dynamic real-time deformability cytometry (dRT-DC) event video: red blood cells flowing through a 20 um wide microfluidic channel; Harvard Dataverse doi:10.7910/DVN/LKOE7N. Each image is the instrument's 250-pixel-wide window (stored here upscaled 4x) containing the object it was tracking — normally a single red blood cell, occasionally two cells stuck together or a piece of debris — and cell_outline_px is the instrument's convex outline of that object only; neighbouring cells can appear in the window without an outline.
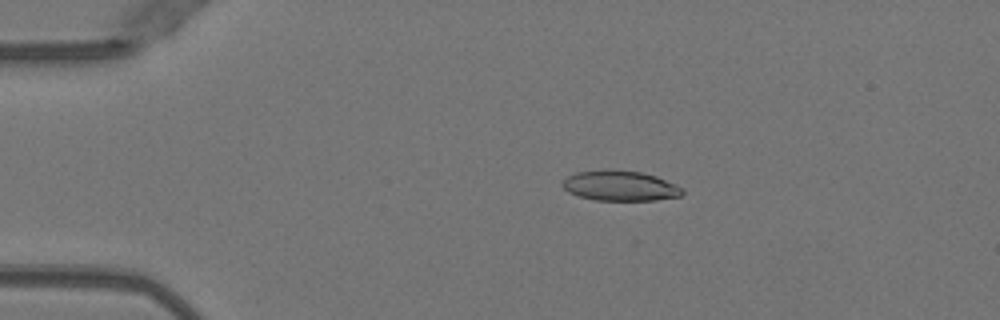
{"species": "Egyptian fruit bat (a non-hibernating species)", "species_latin": "Rousettus aegyptiacus", "temperature_condition": "warm", "stored_images_in_passage": 41, "camera_frame_rate_fps": 3000, "um_per_image_px": 0.085, "animal": {"sex": "female"}, "frame": {"image": 1, "passage_image": 1, "time_ms": 0.0, "image_size_px": [1000, 320], "cell_outline_px": [[684, 192], [680, 196], [656, 200], [596, 200], [580, 196], [568, 192], [560, 184], [568, 176], [576, 172], [604, 168], [608, 168], [640, 172], [656, 176], [676, 184], [684, 188]], "centroid_in_image_um": [52.71, 15.77], "position_along_channel_um": 32.3, "area_um2": 21.33}}
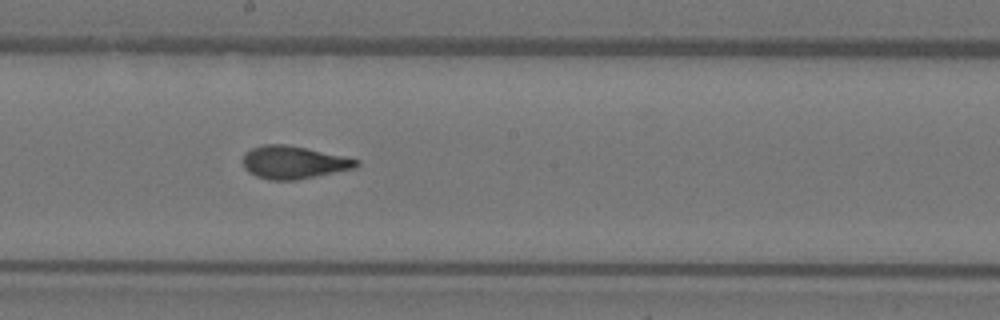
{"frame": {"image": 2, "passage_image": 19, "time_ms": 6.0, "image_size_px": [1000, 320], "cell_outline_px": [[360, 164], [356, 168], [296, 180], [268, 180], [256, 176], [248, 172], [244, 168], [244, 152], [260, 144], [284, 144], [308, 148], [344, 156], [360, 160]], "centroid_in_image_um": [24.96, 13.79], "position_along_channel_um": 223.2, "area_um2": 21.85}}
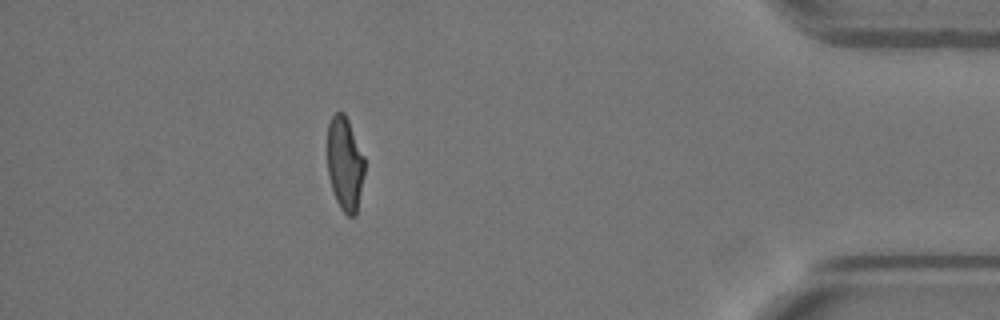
{"frame": {"image": 3, "passage_image": 36, "time_ms": 11.667, "image_size_px": [1000, 320], "cell_outline_px": [[364, 172], [356, 216], [348, 216], [340, 208], [336, 200], [328, 176], [328, 124], [332, 116], [336, 112], [344, 112], [348, 120], [364, 156]], "centroid_in_image_um": [29.31, 13.92], "position_along_channel_um": 405.9, "area_um2": 20.17}, "authors_computed_cell_mechanics": {"area_um2": 21.7906, "velocity_mm_per_s": 4.0372, "shape_relaxation_time_tau1_ms": 9.4035, "shape_relaxation_time_tau2_ms": 1.1558, "deformation_change_tau1": 0.3004, "deformation_change_tau2": 0.0916}}